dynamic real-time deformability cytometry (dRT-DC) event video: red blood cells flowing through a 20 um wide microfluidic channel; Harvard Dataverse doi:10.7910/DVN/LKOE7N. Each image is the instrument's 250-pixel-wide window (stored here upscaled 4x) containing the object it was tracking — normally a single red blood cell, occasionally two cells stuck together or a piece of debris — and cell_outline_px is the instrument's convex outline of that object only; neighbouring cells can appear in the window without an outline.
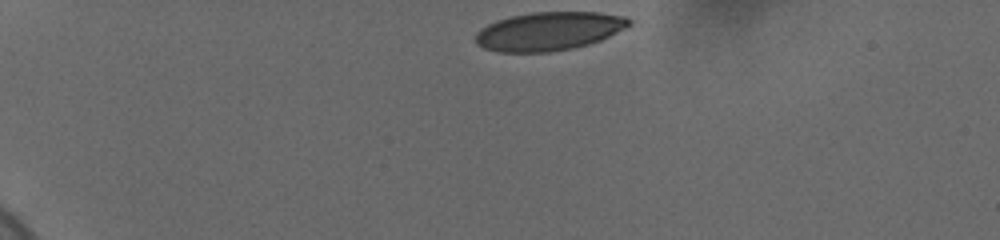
{"species": "human", "species_latin": "Homo sapiens", "temperature_condition": "cold", "stored_images_in_passage": 38, "camera_frame_rate_fps": 3000, "um_per_image_px": 0.085, "donor": {"sex": "female"}, "frame": {"image": 1, "passage_image": 1, "time_ms": 0.0, "image_size_px": [1000, 240], "cell_outline_px": [[632, 24], [600, 40], [588, 44], [572, 48], [552, 52], [496, 52], [484, 48], [476, 44], [476, 32], [480, 28], [488, 24], [512, 16], [532, 12], [596, 12], [624, 16], [632, 20]], "centroid_in_image_um": [46.64, 2.66], "position_along_channel_um": 38.4, "area_um2": 34.33}}
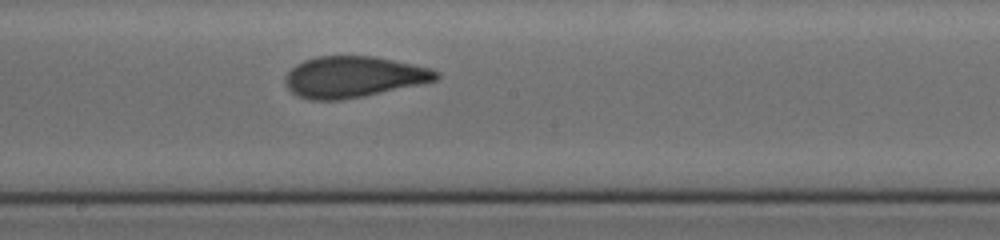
{"frame": {"image": 2, "passage_image": 22, "time_ms": 7.0, "image_size_px": [1000, 240], "cell_outline_px": [[440, 76], [436, 80], [364, 96], [340, 100], [308, 100], [296, 96], [284, 84], [284, 80], [288, 72], [296, 64], [304, 60], [316, 56], [372, 56], [432, 68], [440, 72]], "centroid_in_image_um": [30.0, 6.54], "position_along_channel_um": 218.2, "area_um2": 36.13}}
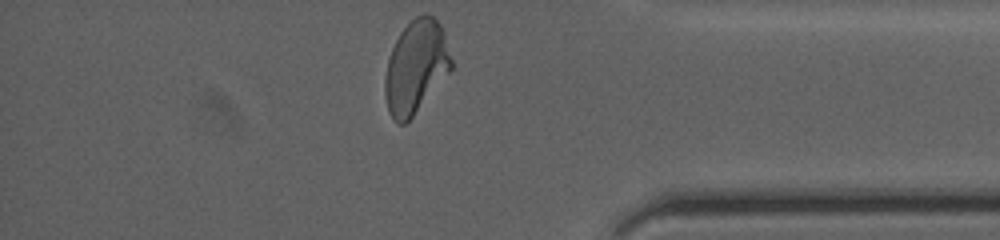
{"frame": {"image": 3, "passage_image": 38, "time_ms": 12.333, "image_size_px": [1000, 240], "cell_outline_px": [[452, 68], [412, 116], [404, 124], [396, 124], [392, 120], [388, 112], [384, 96], [384, 80], [388, 60], [392, 48], [400, 32], [416, 16], [424, 12], [428, 12], [444, 28], [452, 60]], "centroid_in_image_um": [35.33, 5.66], "position_along_channel_um": 399.9, "area_um2": 35.89}, "authors_computed_cell_mechanics": {"area_um2": 35.9516, "velocity_mm_per_s": 3.6712, "shape_relaxation_time_tau1_ms": 9.5113, "shape_relaxation_time_tau2_ms": 0.8589, "deformation_change_tau1": 0.2516, "deformation_change_tau2": 0.0615}}